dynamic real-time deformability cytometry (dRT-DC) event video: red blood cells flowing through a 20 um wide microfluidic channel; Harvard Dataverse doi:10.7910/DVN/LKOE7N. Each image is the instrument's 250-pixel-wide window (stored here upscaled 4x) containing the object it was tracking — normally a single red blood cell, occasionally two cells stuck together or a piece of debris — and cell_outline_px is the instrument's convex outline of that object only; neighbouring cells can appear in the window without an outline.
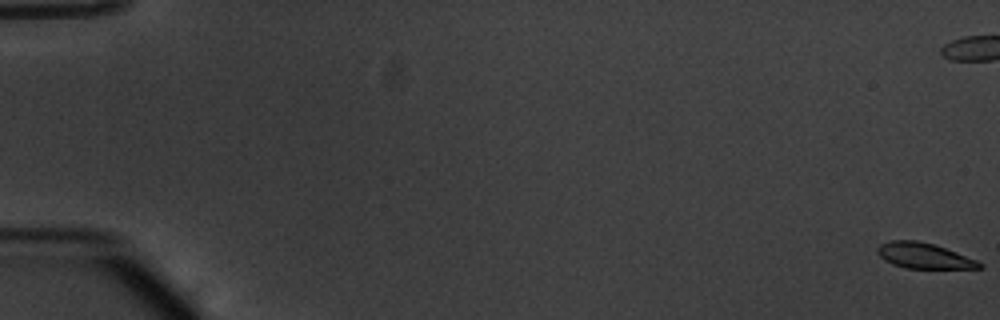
{"species": "common noctule bat (a hibernating species)", "species_latin": "Nyctalus noctula", "temperature_condition": "warm", "stored_images_in_passage": 57, "camera_frame_rate_fps": 3000, "um_per_image_px": 0.085, "animal": {"sex": "male", "body_mass_g": 20.1, "forearm_length_mm": 53.5}, "frame": {"image": 1, "passage_image": 1, "time_ms": 0.0, "image_size_px": [1000, 320], "cell_outline_px": [[984, 268], [904, 268], [892, 264], [884, 260], [876, 252], [876, 248], [880, 244], [892, 240], [916, 240], [932, 244], [956, 252], [976, 260], [984, 264]], "centroid_in_image_um": [78.5, 21.74], "position_along_channel_um": 6.5, "area_um2": 15.09}}
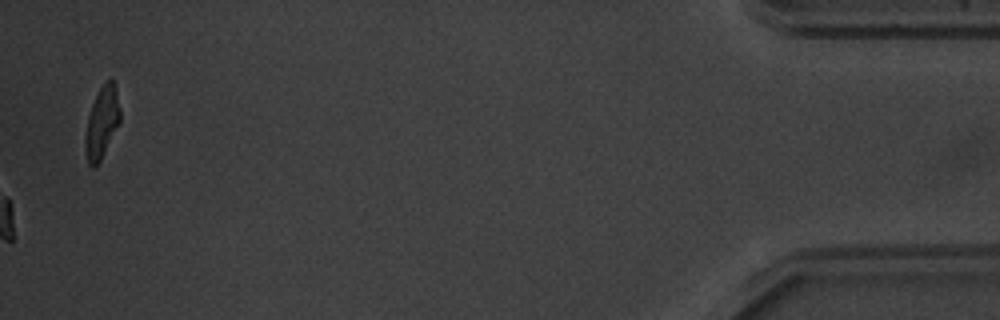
{"frame": {"image": 2, "passage_image": 57, "time_ms": 18.667, "image_size_px": [1000, 320], "cell_outline_px": [[120, 124], [100, 160], [92, 168], [88, 164], [84, 148], [84, 136], [88, 116], [92, 104], [104, 80], [108, 76], [112, 76], [120, 112]], "centroid_in_image_um": [8.64, 10.4], "position_along_channel_um": 426.6, "area_um2": 14.62}, "authors_computed_cell_mechanics": {"area_um2": 16.762, "velocity_mm_per_s": 3.7876, "shape_relaxation_time_tau1_ms": 1.7531, "shape_relaxation_time_tau2_ms": 1.1605, "deformation_change_tau1": 0.1494, "deformation_change_tau2": 0.0625}}